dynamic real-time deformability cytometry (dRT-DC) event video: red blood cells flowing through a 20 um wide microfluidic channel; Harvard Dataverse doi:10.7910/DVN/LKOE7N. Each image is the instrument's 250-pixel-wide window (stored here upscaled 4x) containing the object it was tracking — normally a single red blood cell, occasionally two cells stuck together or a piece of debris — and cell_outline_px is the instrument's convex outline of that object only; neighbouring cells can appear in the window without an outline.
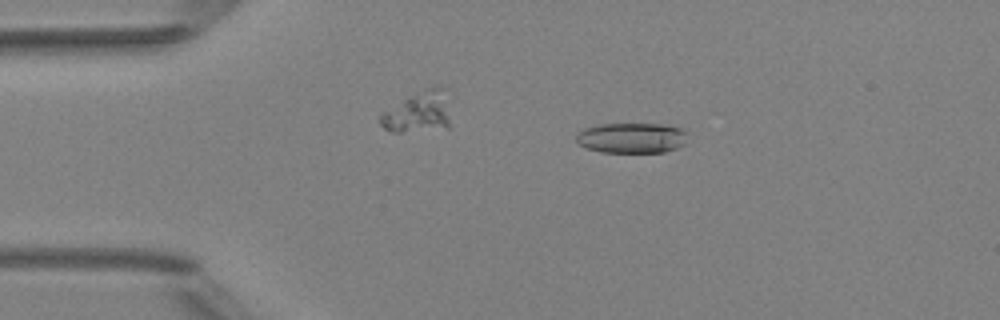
{"species": "Egyptian fruit bat (a non-hibernating species)", "species_latin": "Rousettus aegyptiacus", "temperature_condition": "room temperature", "stored_images_in_passage": 5, "camera_frame_rate_fps": 3000, "um_per_image_px": 0.085, "animal": {"sex": "female"}, "frame": {"image": 1, "passage_image": 2, "time_ms": 1.333, "image_size_px": [1000, 320], "cell_outline_px": [[688, 132], [684, 144], [676, 148], [664, 152], [600, 152], [588, 148], [580, 144], [576, 140], [576, 132], [584, 128], [596, 124], [664, 124], [680, 128]], "centroid_in_image_um": [53.68, 11.71], "position_along_channel_um": 31.3, "area_um2": 19.83}}
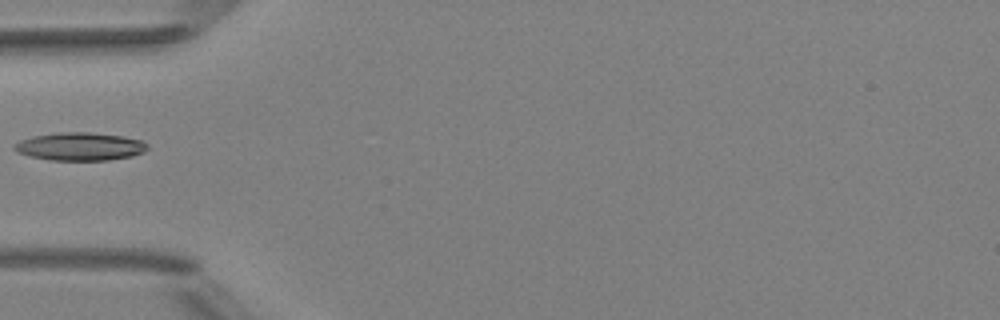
{"frame": {"image": 2, "passage_image": 4, "time_ms": 3.667, "image_size_px": [1000, 320], "cell_outline_px": [[148, 148], [144, 152], [132, 156], [108, 160], [52, 160], [28, 156], [16, 152], [12, 148], [12, 144], [20, 140], [32, 136], [60, 132], [92, 132], [124, 136], [144, 140], [148, 144]], "centroid_in_image_um": [6.8, 12.44], "position_along_channel_um": 78.2, "area_um2": 22.08}}
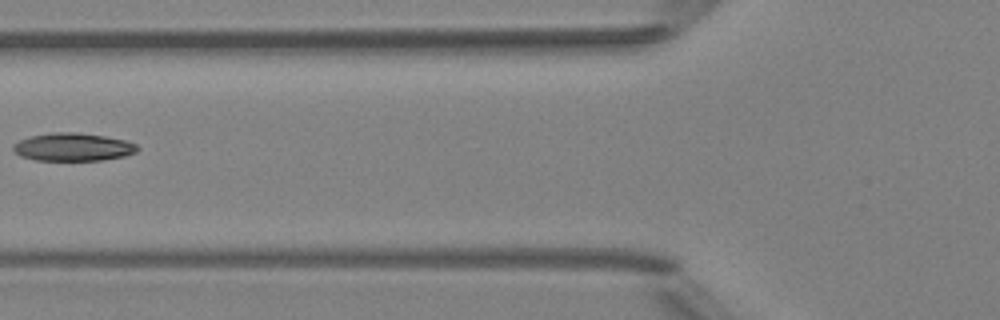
{"frame": {"image": 3, "passage_image": 5, "time_ms": 4.667, "image_size_px": [1000, 320], "cell_outline_px": [[140, 148], [136, 152], [124, 156], [104, 160], [36, 160], [20, 156], [12, 148], [12, 144], [20, 140], [32, 136], [52, 132], [76, 132], [104, 136], [124, 140], [136, 144]], "centroid_in_image_um": [6.21, 12.5], "position_along_channel_um": 119.6, "area_um2": 20.17}}